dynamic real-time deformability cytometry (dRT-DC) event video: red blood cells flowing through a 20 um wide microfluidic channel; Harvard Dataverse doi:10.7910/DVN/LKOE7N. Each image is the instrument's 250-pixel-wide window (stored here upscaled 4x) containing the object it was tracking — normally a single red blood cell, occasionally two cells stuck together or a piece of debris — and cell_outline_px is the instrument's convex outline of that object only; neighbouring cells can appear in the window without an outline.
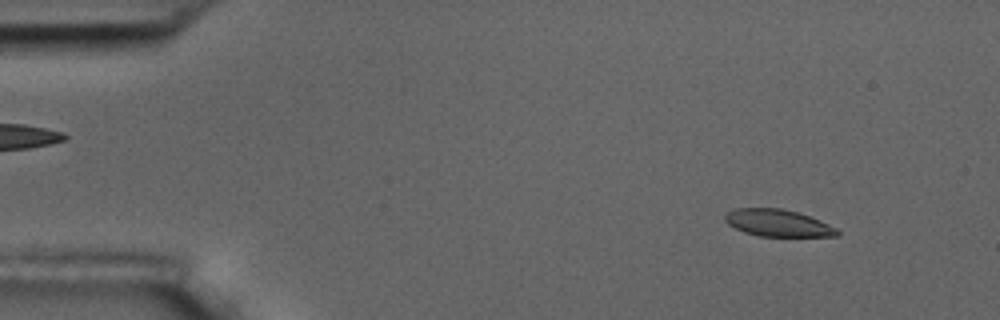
{"species": "common noctule bat (a hibernating species)", "species_latin": "Nyctalus noctula", "temperature_condition": "room temperature", "stored_images_in_passage": 56, "camera_frame_rate_fps": 3000, "um_per_image_px": 0.085, "animal": {"sex": "male", "body_mass_g": 17.5, "forearm_length_mm": 52.3}, "frame": {"image": 1, "passage_image": 6, "time_ms": 1.667, "image_size_px": [1000, 320], "cell_outline_px": [[840, 236], [756, 236], [744, 232], [728, 224], [724, 220], [724, 216], [728, 212], [736, 208], [780, 208], [796, 212], [808, 216], [828, 224], [836, 228], [840, 232]], "centroid_in_image_um": [66.1, 18.96], "position_along_channel_um": 18.9, "area_um2": 17.51}}
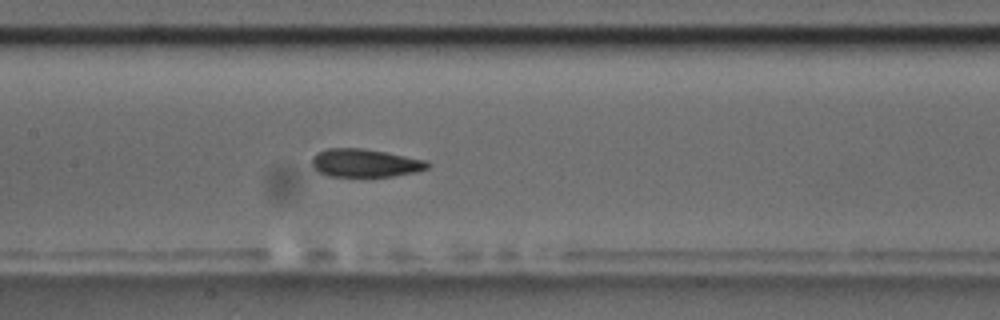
{"frame": {"image": 2, "passage_image": 27, "time_ms": 8.667, "image_size_px": [1000, 320], "cell_outline_px": [[432, 164], [428, 168], [416, 172], [392, 176], [328, 176], [312, 168], [312, 160], [320, 152], [328, 148], [360, 148], [384, 152], [428, 160]], "centroid_in_image_um": [31.08, 13.86], "position_along_channel_um": 176.3, "area_um2": 18.79}}
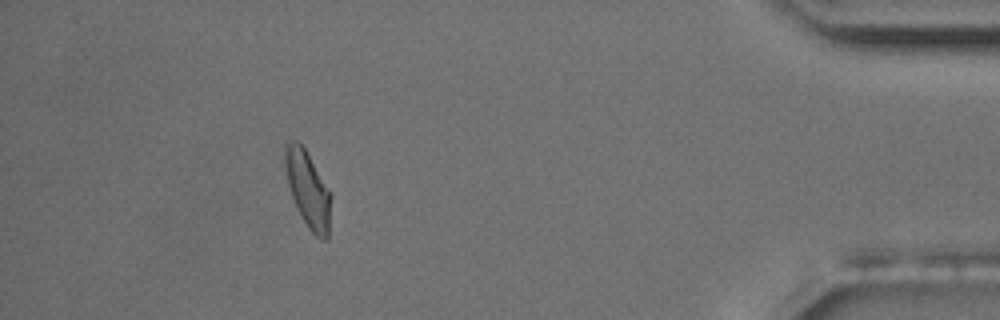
{"frame": {"image": 3, "passage_image": 51, "time_ms": 16.667, "image_size_px": [1000, 320], "cell_outline_px": [[332, 196], [328, 240], [320, 240], [308, 228], [296, 208], [288, 184], [284, 160], [284, 140], [296, 140], [304, 148]], "centroid_in_image_um": [26.16, 16.12], "position_along_channel_um": 409.0, "area_um2": 20.4}, "authors_computed_cell_mechanics": {"area_um2": 19.2474, "velocity_mm_per_s": 3.5829, "shape_relaxation_time_tau1_ms": 4.5975, "shape_relaxation_time_tau2_ms": 1.5623, "deformation_change_tau1": 0.1497, "deformation_change_tau2": 0.078}}